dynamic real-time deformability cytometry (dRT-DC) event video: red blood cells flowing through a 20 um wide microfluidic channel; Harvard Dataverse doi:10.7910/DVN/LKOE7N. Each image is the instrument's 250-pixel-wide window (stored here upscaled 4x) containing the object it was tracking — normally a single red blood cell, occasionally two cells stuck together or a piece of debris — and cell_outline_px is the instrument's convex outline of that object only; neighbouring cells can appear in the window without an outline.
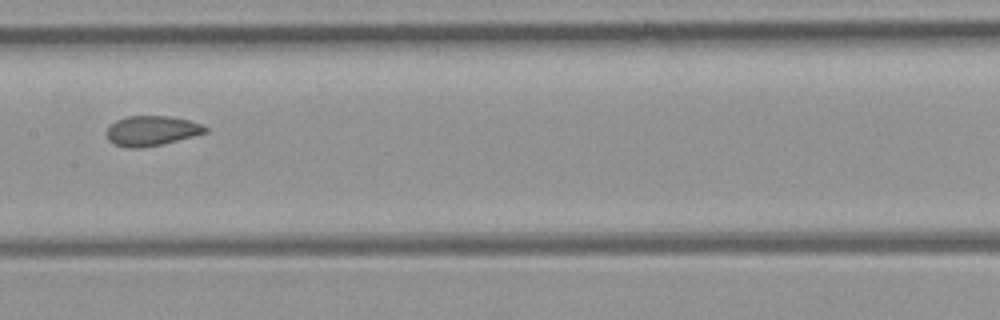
{"species": "common noctule bat (a hibernating species)", "species_latin": "Nyctalus noctula", "temperature_condition": "room temperature", "stored_images_in_passage": 10, "camera_frame_rate_fps": 3000, "um_per_image_px": 0.085, "animal": {"sex": "female", "body_mass_g": 21.9}, "frame": {"image": 1, "passage_image": 9, "time_ms": 10.0, "image_size_px": [1000, 320], "cell_outline_px": [[208, 132], [144, 148], [124, 148], [112, 144], [108, 140], [108, 128], [116, 120], [128, 116], [168, 116], [188, 120], [200, 124], [208, 128]], "centroid_in_image_um": [12.86, 11.13], "position_along_channel_um": 194.5, "area_um2": 17.05}}
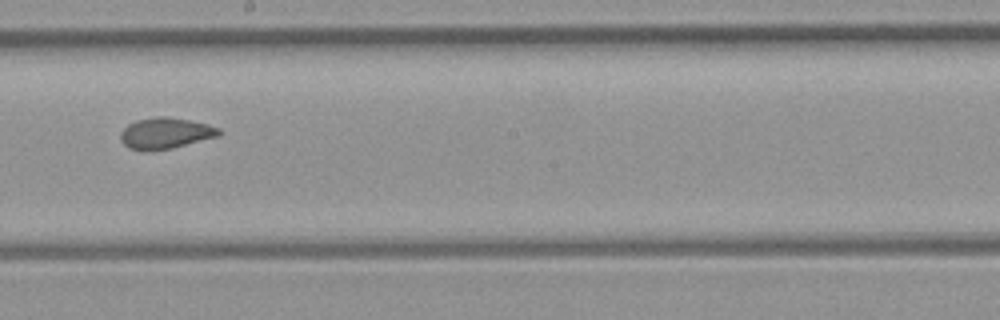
{"frame": {"image": 2, "passage_image": 10, "time_ms": 11.0, "image_size_px": [1000, 320], "cell_outline_px": [[220, 136], [172, 148], [128, 148], [120, 140], [120, 132], [128, 124], [136, 120], [156, 116], [164, 116], [188, 120], [208, 124], [220, 128]], "centroid_in_image_um": [14.09, 11.28], "position_along_channel_um": 234.1, "area_um2": 17.4}}